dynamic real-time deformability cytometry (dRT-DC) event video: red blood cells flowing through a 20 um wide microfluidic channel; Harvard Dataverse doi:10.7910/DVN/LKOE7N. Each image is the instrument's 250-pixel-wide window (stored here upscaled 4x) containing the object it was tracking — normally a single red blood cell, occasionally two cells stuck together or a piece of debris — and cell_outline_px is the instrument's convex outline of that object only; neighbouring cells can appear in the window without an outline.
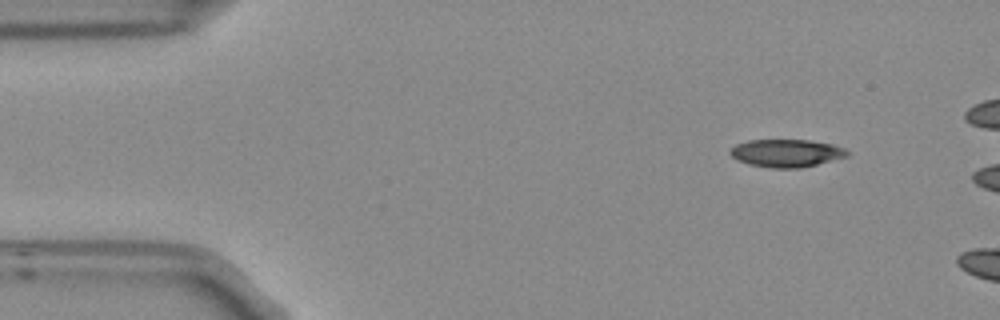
{"species": "Egyptian fruit bat (a non-hibernating species)", "species_latin": "Rousettus aegyptiacus", "temperature_condition": "room temperature", "stored_images_in_passage": 5, "camera_frame_rate_fps": 3000, "um_per_image_px": 0.085, "frame": {"image": 1, "passage_image": 1, "time_ms": 0.0, "image_size_px": [1000, 320], "cell_outline_px": [[848, 156], [800, 168], [772, 168], [748, 164], [732, 156], [728, 152], [736, 144], [748, 140], [808, 140], [832, 144], [844, 148], [848, 152]], "centroid_in_image_um": [66.83, 13.01], "position_along_channel_um": 18.2, "area_um2": 18.73}}